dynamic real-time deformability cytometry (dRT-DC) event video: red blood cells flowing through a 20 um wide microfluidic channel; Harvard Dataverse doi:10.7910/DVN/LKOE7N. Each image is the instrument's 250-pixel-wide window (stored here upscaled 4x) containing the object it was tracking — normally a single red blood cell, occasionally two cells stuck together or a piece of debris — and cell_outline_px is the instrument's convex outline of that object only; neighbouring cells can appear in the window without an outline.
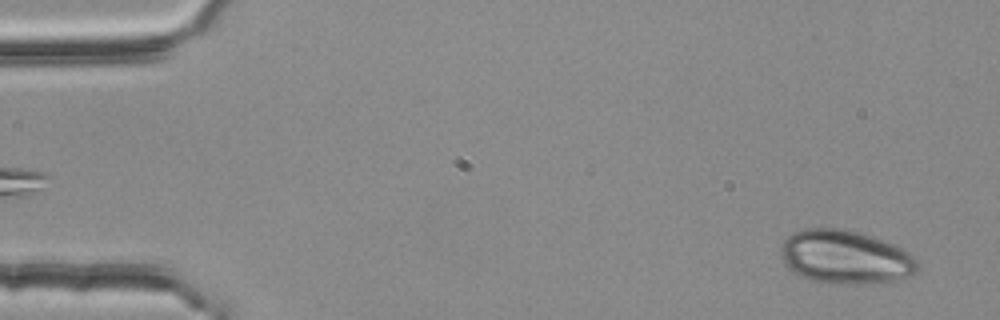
{"species": "common noctule bat (a hibernating species)", "species_latin": "Nyctalus noctula", "temperature_condition": "room temperature", "stored_images_in_passage": 51, "camera_frame_rate_fps": 3000, "um_per_image_px": 0.085, "animal": {"sex": "female", "body_mass_g": 25.1}, "frame": {"image": 1, "passage_image": 3, "time_ms": 0.667, "image_size_px": [1000, 320], "cell_outline_px": [[920, 268], [912, 276], [892, 280], [848, 284], [836, 284], [808, 280], [800, 276], [788, 268], [784, 264], [780, 252], [784, 240], [792, 232], [804, 228], [840, 228], [872, 236], [904, 248], [916, 256]], "centroid_in_image_um": [71.86, 21.84], "position_along_channel_um": 13.1, "area_um2": 43.0}}
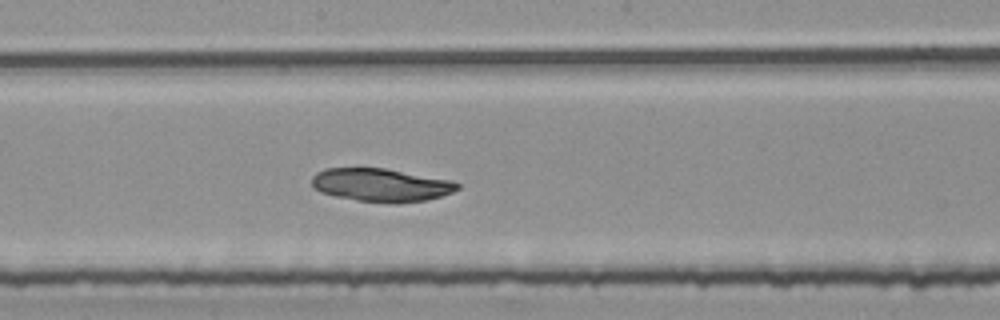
{"frame": {"image": 2, "passage_image": 29, "time_ms": 9.333, "image_size_px": [1000, 320], "cell_outline_px": [[460, 188], [452, 192], [428, 200], [400, 204], [388, 204], [356, 200], [336, 196], [320, 192], [312, 188], [312, 176], [316, 172], [324, 168], [384, 168], [452, 180], [460, 184]], "centroid_in_image_um": [32.38, 15.74], "position_along_channel_um": 215.8, "area_um2": 28.55}}
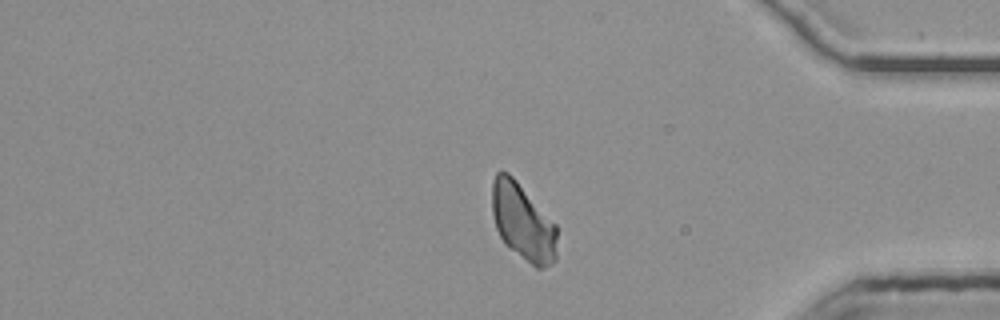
{"frame": {"image": 3, "passage_image": 45, "time_ms": 14.667, "image_size_px": [1000, 320], "cell_outline_px": [[556, 260], [552, 264], [544, 268], [536, 268], [504, 244], [496, 228], [492, 216], [492, 180], [496, 172], [500, 168], [508, 172], [516, 180], [556, 224]], "centroid_in_image_um": [44.42, 18.86], "position_along_channel_um": 390.8, "area_um2": 29.3}, "authors_computed_cell_mechanics": {"area_um2": 29.2468, "velocity_mm_per_s": 3.7635, "shape_relaxation_time_tau1_ms": 2.8997, "shape_relaxation_time_tau2_ms": null, "deformation_change_tau1": null, "deformation_change_tau2": null}}